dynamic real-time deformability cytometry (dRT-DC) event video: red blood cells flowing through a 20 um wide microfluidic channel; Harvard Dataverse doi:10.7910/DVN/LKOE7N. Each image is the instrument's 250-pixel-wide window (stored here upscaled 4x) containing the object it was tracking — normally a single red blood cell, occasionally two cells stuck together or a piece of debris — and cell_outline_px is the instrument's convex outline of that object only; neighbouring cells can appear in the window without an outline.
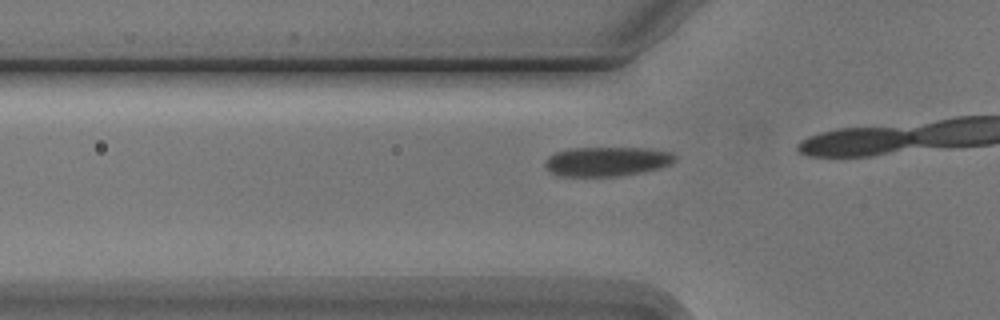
{"species": "Egyptian fruit bat (a non-hibernating species)", "species_latin": "Rousettus aegyptiacus", "temperature_condition": "cold", "stored_images_in_passage": 4, "camera_frame_rate_fps": 3000, "um_per_image_px": 0.085, "animal": {"sex": "male"}, "frame": {"image": 1, "passage_image": 4, "time_ms": 3.333, "image_size_px": [1000, 320], "cell_outline_px": [[676, 160], [660, 168], [620, 176], [560, 176], [548, 172], [544, 164], [544, 160], [548, 156], [556, 152], [572, 148], [644, 148], [672, 152], [676, 156]], "centroid_in_image_um": [51.54, 13.72], "position_along_channel_um": 74.3, "area_um2": 22.31}}